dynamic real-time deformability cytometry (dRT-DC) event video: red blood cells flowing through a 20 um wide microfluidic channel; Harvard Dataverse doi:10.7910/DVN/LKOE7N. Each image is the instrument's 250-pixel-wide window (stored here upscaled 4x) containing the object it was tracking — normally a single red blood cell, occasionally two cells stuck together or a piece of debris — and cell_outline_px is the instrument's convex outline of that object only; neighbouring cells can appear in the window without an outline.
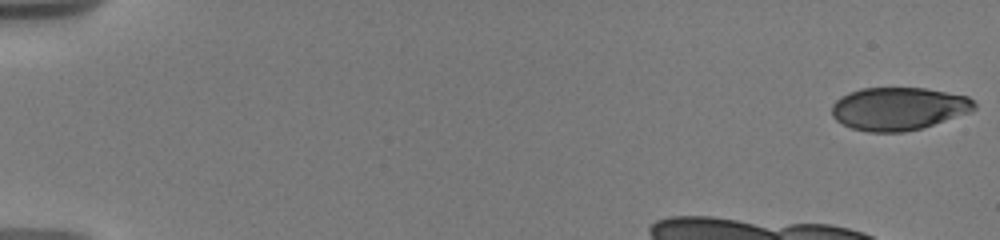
{"species": "human", "species_latin": "Homo sapiens", "temperature_condition": "warm", "stored_images_in_passage": 38, "camera_frame_rate_fps": 3000, "um_per_image_px": 0.085, "donor": {"sex": "male"}, "frame": {"image": 1, "passage_image": 1, "time_ms": 0.0, "image_size_px": [1000, 240], "cell_outline_px": [[976, 108], [972, 112], [920, 128], [904, 132], [868, 132], [852, 128], [836, 120], [832, 116], [832, 104], [840, 96], [848, 92], [860, 88], [924, 88], [968, 96], [976, 104]], "centroid_in_image_um": [76.36, 9.23], "position_along_channel_um": 8.6, "area_um2": 35.66}}
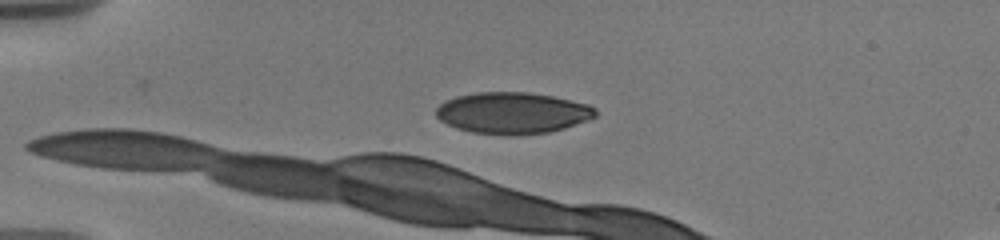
{"frame": {"image": 2, "passage_image": 11, "time_ms": 4.667, "image_size_px": [1000, 240], "cell_outline_px": [[596, 116], [588, 120], [564, 128], [548, 132], [512, 136], [508, 136], [472, 132], [456, 128], [440, 120], [436, 116], [436, 108], [444, 100], [456, 96], [476, 92], [528, 92], [552, 96], [588, 104], [596, 108]], "centroid_in_image_um": [43.55, 9.6], "position_along_channel_um": 41.5, "area_um2": 38.67}, "authors_computed_cell_mechanics": {"area_um2": 41.7605, "velocity_mm_per_s": 3.5784, "shape_relaxation_time_tau1_ms": 1.7763, "shape_relaxation_time_tau2_ms": null, "deformation_change_tau1": 0.0819, "deformation_change_tau2": null}}